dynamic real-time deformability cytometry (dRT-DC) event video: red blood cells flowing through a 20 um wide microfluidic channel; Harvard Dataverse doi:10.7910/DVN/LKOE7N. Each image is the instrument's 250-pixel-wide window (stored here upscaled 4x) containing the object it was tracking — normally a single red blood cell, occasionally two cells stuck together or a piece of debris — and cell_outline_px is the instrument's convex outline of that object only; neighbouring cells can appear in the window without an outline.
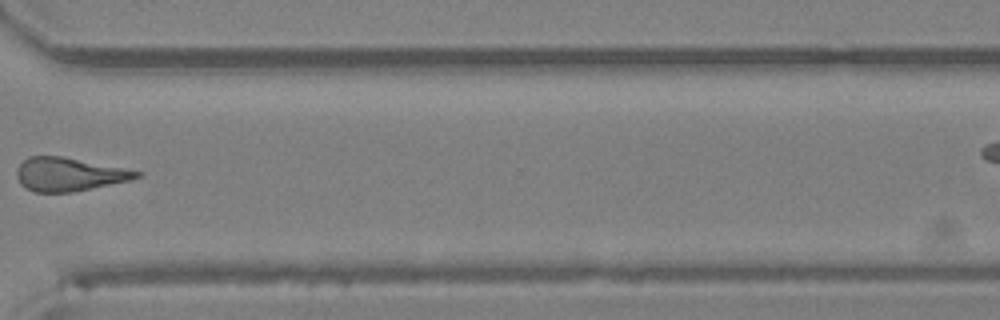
{"species": "Egyptian fruit bat (a non-hibernating species)", "species_latin": "Rousettus aegyptiacus", "temperature_condition": "room temperature", "stored_images_in_passage": 29, "camera_frame_rate_fps": 3000, "um_per_image_px": 0.085, "animal": {"sex": "female"}, "frame": {"image": 1, "passage_image": 25, "time_ms": 8.0, "image_size_px": [1000, 320], "cell_outline_px": [[140, 176], [132, 180], [72, 192], [36, 192], [24, 188], [20, 184], [16, 176], [16, 168], [28, 156], [64, 156], [124, 168], [140, 172]], "centroid_in_image_um": [5.83, 14.81], "position_along_channel_um": 364.8, "area_um2": 23.41}}